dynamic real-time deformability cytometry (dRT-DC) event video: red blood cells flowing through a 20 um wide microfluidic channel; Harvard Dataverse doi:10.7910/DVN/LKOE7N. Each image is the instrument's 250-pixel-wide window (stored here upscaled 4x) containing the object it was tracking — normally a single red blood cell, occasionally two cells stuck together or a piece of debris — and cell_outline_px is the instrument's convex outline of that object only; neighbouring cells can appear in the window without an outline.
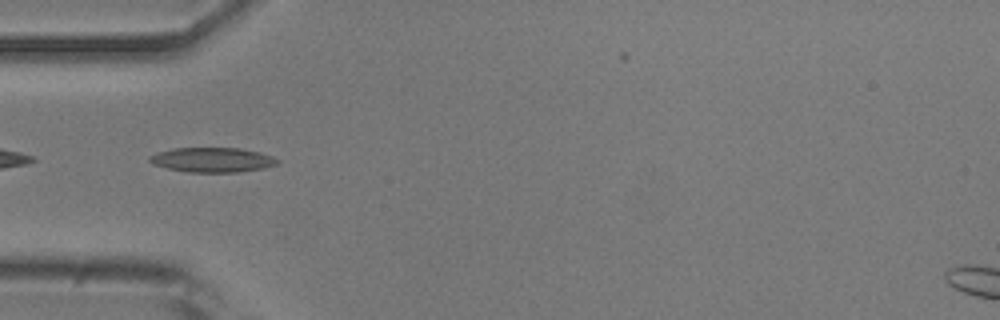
{"species": "common noctule bat (a hibernating species)", "species_latin": "Nyctalus noctula", "temperature_condition": "room temperature", "stored_images_in_passage": 5, "camera_frame_rate_fps": 3000, "um_per_image_px": 0.085, "animal": {"sex": "male", "body_mass_g": 20.5, "forearm_length_mm": 52.5}, "frame": {"image": 1, "passage_image": 1, "time_ms": 0.0, "image_size_px": [1000, 320], "cell_outline_px": [[280, 160], [276, 164], [264, 168], [236, 172], [188, 172], [168, 168], [152, 164], [148, 160], [148, 156], [156, 152], [172, 148], [240, 148], [260, 152], [272, 156]], "centroid_in_image_um": [18.02, 13.58], "position_along_channel_um": 67.0, "area_um2": 18.44}}